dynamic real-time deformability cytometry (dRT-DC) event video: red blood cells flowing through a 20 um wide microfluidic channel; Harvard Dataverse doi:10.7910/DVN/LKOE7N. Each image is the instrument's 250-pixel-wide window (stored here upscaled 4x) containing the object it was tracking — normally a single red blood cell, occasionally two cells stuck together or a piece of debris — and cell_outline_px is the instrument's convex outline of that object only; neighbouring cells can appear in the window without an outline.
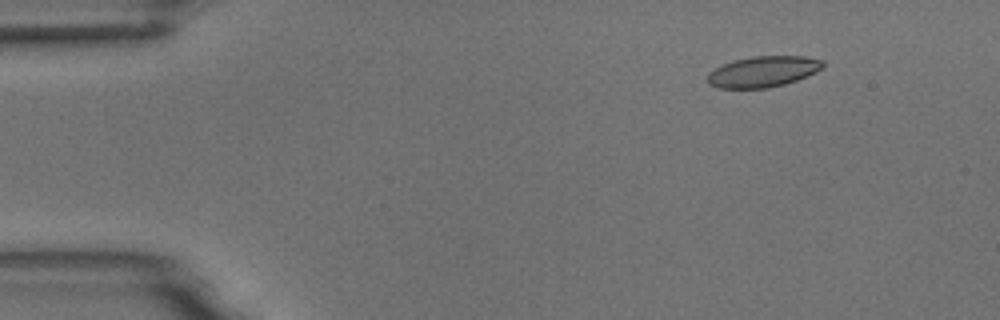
{"species": "common noctule bat (a hibernating species)", "species_latin": "Nyctalus noctula", "temperature_condition": "room temperature", "stored_images_in_passage": 50, "camera_frame_rate_fps": 3000, "um_per_image_px": 0.085, "animal": {"sex": "male", "body_mass_g": 18.8}, "frame": {"image": 1, "passage_image": 2, "time_ms": 0.333, "image_size_px": [1000, 320], "cell_outline_px": [[824, 68], [808, 76], [784, 84], [768, 88], [720, 88], [708, 84], [708, 72], [724, 64], [736, 60], [752, 56], [804, 56], [824, 60]], "centroid_in_image_um": [64.9, 6.08], "position_along_channel_um": 20.1, "area_um2": 20.75}}
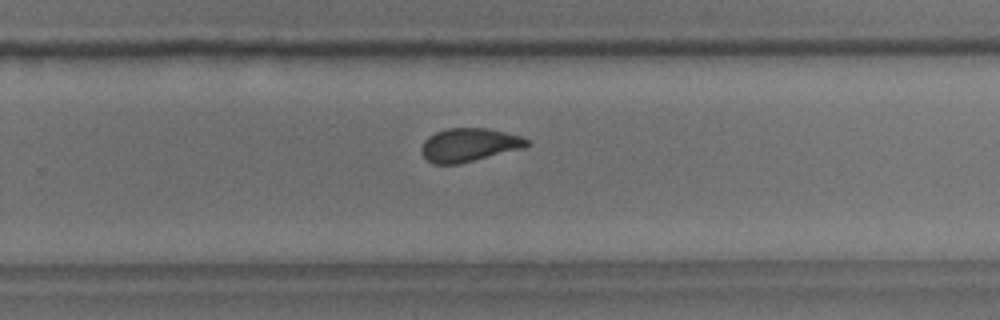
{"frame": {"image": 2, "passage_image": 31, "time_ms": 10.0, "image_size_px": [1000, 320], "cell_outline_px": [[532, 144], [524, 148], [460, 164], [432, 164], [420, 152], [420, 148], [424, 140], [428, 136], [436, 132], [448, 128], [488, 128], [520, 136], [528, 140]], "centroid_in_image_um": [39.86, 12.32], "position_along_channel_um": 289.9, "area_um2": 20.69}}
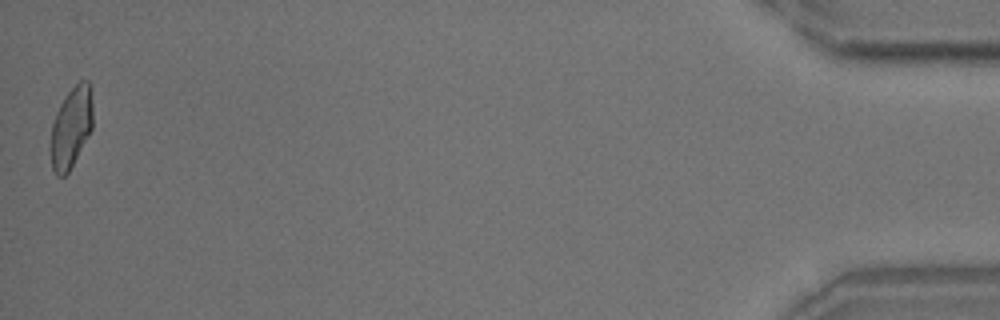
{"frame": {"image": 3, "passage_image": 50, "time_ms": 16.333, "image_size_px": [1000, 320], "cell_outline_px": [[92, 128], [68, 172], [64, 176], [56, 176], [52, 168], [52, 124], [56, 112], [60, 104], [68, 92], [80, 80], [88, 80], [92, 100]], "centroid_in_image_um": [6.06, 10.8], "position_along_channel_um": 429.1, "area_um2": 19.31}, "authors_computed_cell_mechanics": {"area_um2": 20.9236, "velocity_mm_per_s": 3.6662, "shape_relaxation_time_tau1_ms": null, "shape_relaxation_time_tau2_ms": 1.1139, "deformation_change_tau1": null, "deformation_change_tau2": 0.0596}}